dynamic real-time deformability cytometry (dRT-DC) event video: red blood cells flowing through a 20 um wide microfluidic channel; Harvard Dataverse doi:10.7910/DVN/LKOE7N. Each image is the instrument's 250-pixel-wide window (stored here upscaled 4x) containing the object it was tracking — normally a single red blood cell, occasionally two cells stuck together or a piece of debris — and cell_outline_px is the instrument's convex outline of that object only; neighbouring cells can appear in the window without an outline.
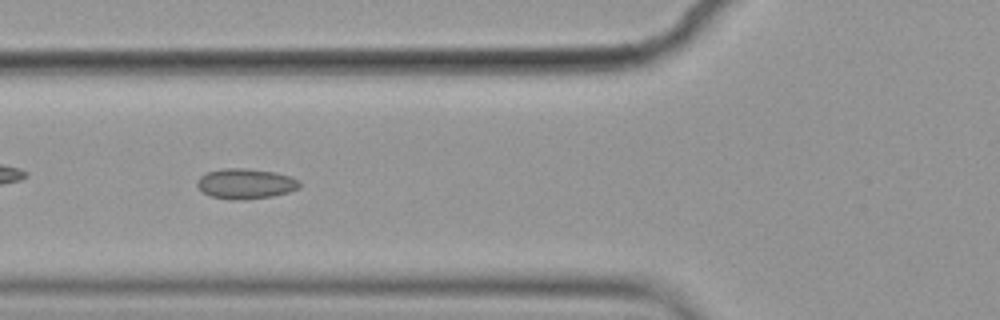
{"species": "common noctule bat (a hibernating species)", "species_latin": "Nyctalus noctula", "temperature_condition": "cold", "stored_images_in_passage": 42, "camera_frame_rate_fps": 3000, "um_per_image_px": 0.085, "animal": {"sex": "female", "body_mass_g": 19.9}, "frame": {"image": 1, "passage_image": 7, "time_ms": 2.0, "image_size_px": [1000, 320], "cell_outline_px": [[300, 188], [288, 192], [272, 196], [244, 200], [232, 200], [212, 196], [200, 192], [196, 184], [196, 180], [200, 176], [208, 172], [224, 168], [244, 168], [276, 172], [300, 180]], "centroid_in_image_um": [20.85, 15.62], "position_along_channel_um": 104.9, "area_um2": 18.21}}
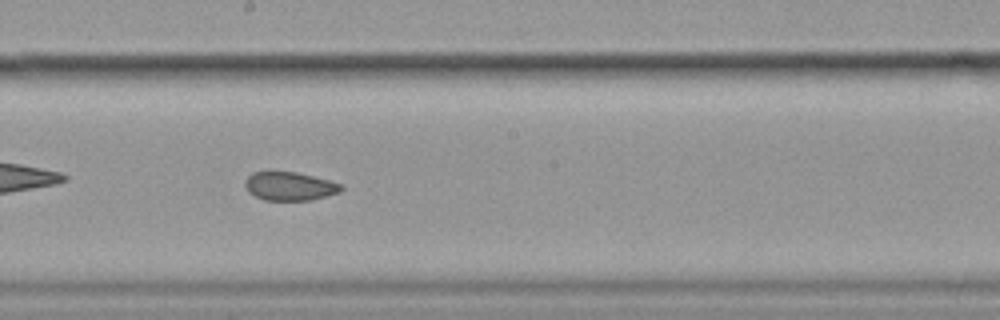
{"frame": {"image": 2, "passage_image": 17, "time_ms": 5.333, "image_size_px": [1000, 320], "cell_outline_px": [[344, 188], [340, 192], [312, 200], [264, 200], [248, 192], [244, 184], [244, 180], [252, 172], [296, 172], [344, 184]], "centroid_in_image_um": [24.63, 15.83], "position_along_channel_um": 223.6, "area_um2": 16.01}}
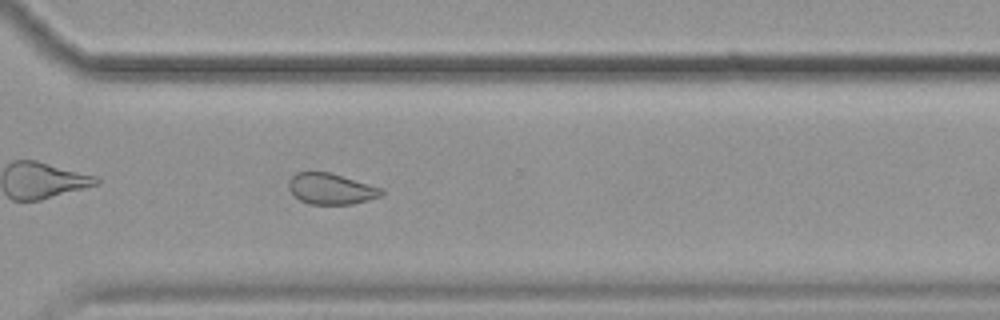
{"frame": {"image": 3, "passage_image": 27, "time_ms": 8.667, "image_size_px": [1000, 320], "cell_outline_px": [[384, 192], [380, 196], [368, 200], [352, 204], [308, 204], [300, 200], [288, 188], [288, 180], [296, 172], [328, 172], [384, 188]], "centroid_in_image_um": [28.14, 16.05], "position_along_channel_um": 342.5, "area_um2": 16.7}, "authors_computed_cell_mechanics": {"area_um2": 17.9469, "velocity_mm_per_s": 3.5658, "shape_relaxation_time_tau1_ms": null, "shape_relaxation_time_tau2_ms": 2.6612, "deformation_change_tau1": null, "deformation_change_tau2": 0.0644}}